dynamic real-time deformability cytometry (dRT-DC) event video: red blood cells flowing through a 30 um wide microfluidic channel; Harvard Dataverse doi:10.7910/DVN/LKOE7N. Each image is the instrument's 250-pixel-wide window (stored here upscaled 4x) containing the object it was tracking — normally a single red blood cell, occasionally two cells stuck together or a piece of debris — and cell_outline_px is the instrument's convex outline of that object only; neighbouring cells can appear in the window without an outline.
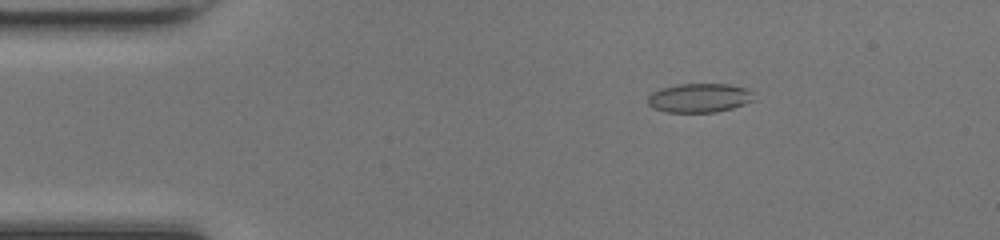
{"species": "common noctule bat (a hibernating species)", "species_latin": "Nyctalus noctula", "temperature_condition": "room temperature", "stored_images_in_passage": 48, "camera_frame_rate_fps": 3000, "um_per_image_px": 0.085, "animal": {"sex": "female", "body_mass_g": 17.0, "forearm_length_mm": 48.0}, "frame": {"image": 1, "passage_image": 8, "time_ms": 2.333, "image_size_px": [1000, 240], "cell_outline_px": [[756, 100], [732, 108], [716, 112], [664, 112], [652, 108], [648, 104], [648, 96], [652, 92], [660, 88], [680, 84], [728, 84], [748, 88], [756, 92]], "centroid_in_image_um": [59.5, 8.32], "position_along_channel_um": 25.5, "area_um2": 18.32}}
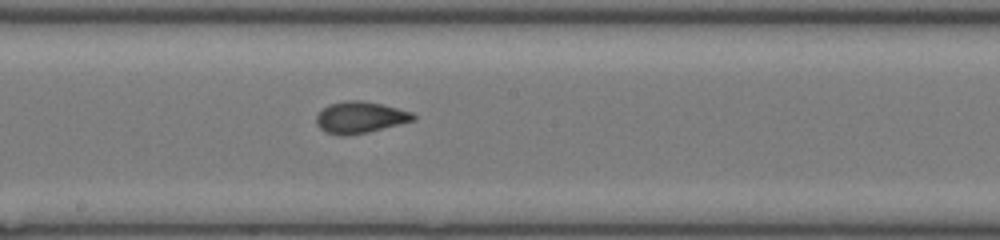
{"frame": {"image": 2, "passage_image": 26, "time_ms": 8.333, "image_size_px": [1000, 240], "cell_outline_px": [[416, 120], [368, 132], [344, 136], [340, 136], [324, 132], [316, 124], [316, 116], [328, 104], [348, 100], [360, 100], [380, 104], [412, 112], [416, 116]], "centroid_in_image_um": [30.59, 9.99], "position_along_channel_um": 217.6, "area_um2": 17.8}}
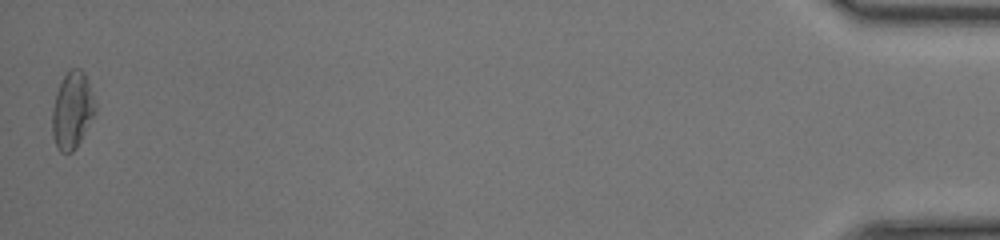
{"frame": {"image": 3, "passage_image": 48, "time_ms": 15.667, "image_size_px": [1000, 240], "cell_outline_px": [[96, 112], [76, 148], [72, 152], [60, 152], [52, 136], [52, 108], [56, 92], [68, 68], [80, 68], [84, 72], [88, 80], [96, 104]], "centroid_in_image_um": [6.14, 9.35], "position_along_channel_um": 429.1, "area_um2": 19.36}, "authors_computed_cell_mechanics": {"area_um2": 17.7735, "velocity_mm_per_s": 4.3016, "shape_relaxation_time_tau1_ms": 10.5431, "shape_relaxation_time_tau2_ms": 0.9841, "deformation_change_tau1": 0.2979, "deformation_change_tau2": 0.0635}}